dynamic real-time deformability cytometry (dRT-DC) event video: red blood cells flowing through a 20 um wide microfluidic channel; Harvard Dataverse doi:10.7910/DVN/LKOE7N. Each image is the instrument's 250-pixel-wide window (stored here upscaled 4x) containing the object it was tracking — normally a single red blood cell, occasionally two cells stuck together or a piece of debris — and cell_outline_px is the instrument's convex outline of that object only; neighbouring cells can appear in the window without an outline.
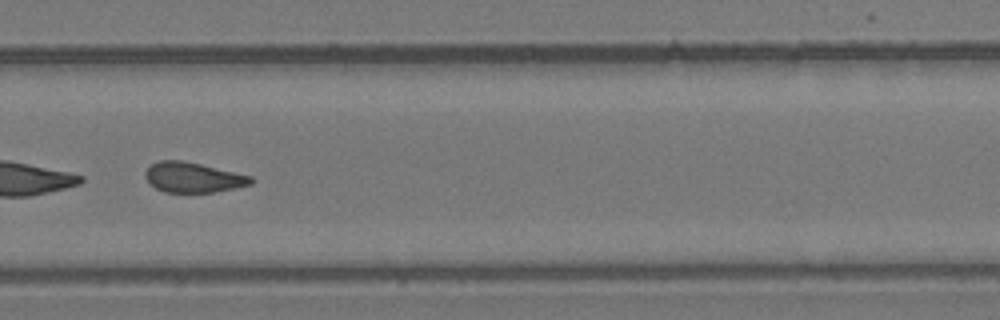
{"species": "common noctule bat (a hibernating species)", "species_latin": "Nyctalus noctula", "temperature_condition": "room temperature", "stored_images_in_passage": 42, "camera_frame_rate_fps": 3000, "um_per_image_px": 0.085, "animal": {"sex": "female", "body_mass_g": 24.6, "forearm_length_mm": 56.2}, "frame": {"image": 1, "passage_image": 30, "time_ms": 9.667, "image_size_px": [1000, 320], "cell_outline_px": [[256, 180], [252, 184], [216, 192], [164, 192], [156, 188], [144, 176], [144, 172], [152, 164], [160, 160], [180, 160], [200, 164], [252, 176]], "centroid_in_image_um": [16.44, 15.08], "position_along_channel_um": 313.4, "area_um2": 18.44}}